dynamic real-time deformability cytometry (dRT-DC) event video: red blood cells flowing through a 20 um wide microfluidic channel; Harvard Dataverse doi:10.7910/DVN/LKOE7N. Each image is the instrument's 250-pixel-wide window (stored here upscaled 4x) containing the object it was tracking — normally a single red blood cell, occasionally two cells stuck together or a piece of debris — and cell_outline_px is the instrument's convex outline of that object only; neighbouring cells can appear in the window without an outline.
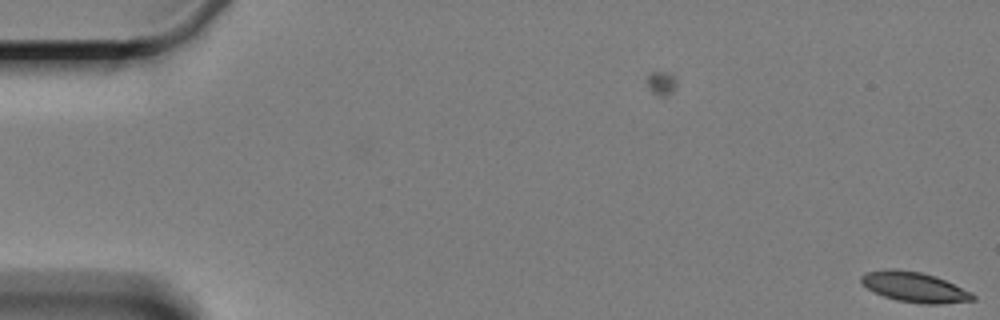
{"species": "Egyptian fruit bat (a non-hibernating species)", "species_latin": "Rousettus aegyptiacus", "temperature_condition": "cold", "stored_images_in_passage": 6, "camera_frame_rate_fps": 3000, "um_per_image_px": 0.085, "animal": {"sex": "female"}, "frame": {"image": 1, "passage_image": 1, "time_ms": 0.0, "image_size_px": [1000, 320], "cell_outline_px": [[976, 300], [944, 304], [920, 304], [896, 300], [872, 292], [860, 280], [860, 276], [864, 272], [888, 268], [920, 272], [936, 276], [972, 292], [976, 296]], "centroid_in_image_um": [77.74, 24.41], "position_along_channel_um": 7.3, "area_um2": 19.83}}
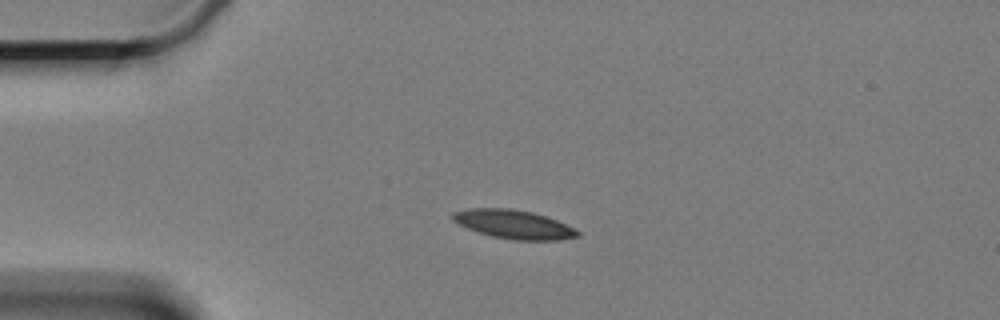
{"frame": {"image": 2, "passage_image": 5, "time_ms": 4.667, "image_size_px": [1000, 320], "cell_outline_px": [[580, 236], [560, 240], [512, 240], [492, 236], [456, 224], [452, 220], [452, 212], [468, 208], [512, 208], [532, 212], [556, 220], [580, 232]], "centroid_in_image_um": [43.62, 19.06], "position_along_channel_um": 41.4, "area_um2": 20.87}}